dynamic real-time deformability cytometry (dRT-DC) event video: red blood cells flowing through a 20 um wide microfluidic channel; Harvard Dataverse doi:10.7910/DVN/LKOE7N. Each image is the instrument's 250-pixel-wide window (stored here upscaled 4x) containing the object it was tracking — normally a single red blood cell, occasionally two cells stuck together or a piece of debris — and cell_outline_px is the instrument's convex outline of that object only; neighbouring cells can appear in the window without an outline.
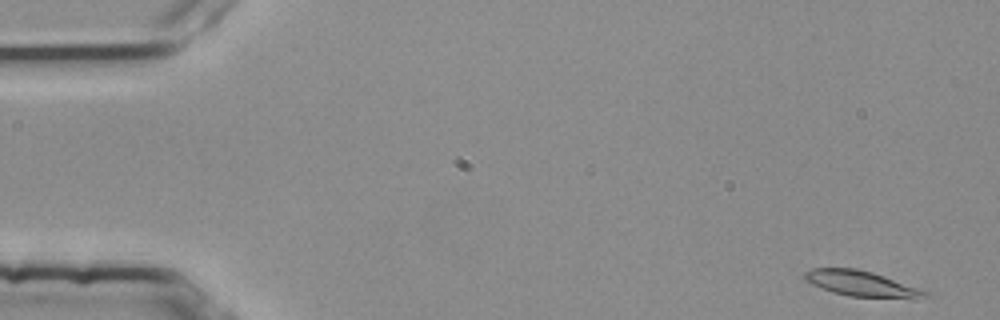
{"species": "common noctule bat (a hibernating species)", "species_latin": "Nyctalus noctula", "temperature_condition": "room temperature", "stored_images_in_passage": 4, "camera_frame_rate_fps": 3000, "um_per_image_px": 0.085, "animal": {"sex": "female", "body_mass_g": 25.1}, "frame": {"image": 1, "passage_image": 1, "time_ms": 0.0, "image_size_px": [1000, 320], "cell_outline_px": [[932, 296], [916, 300], [912, 300], [848, 296], [832, 292], [812, 284], [804, 280], [804, 272], [812, 268], [856, 268], [872, 272], [924, 288]], "centroid_in_image_um": [73.38, 24.15], "position_along_channel_um": 11.6, "area_um2": 18.73}}
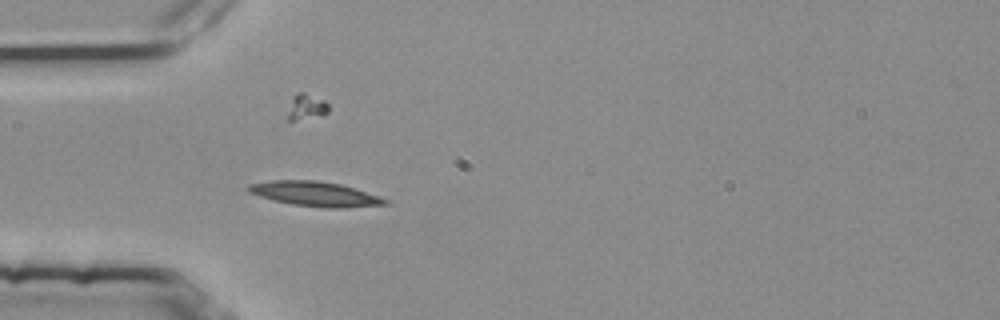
{"frame": {"image": 2, "passage_image": 4, "time_ms": 1.0, "image_size_px": [1000, 320], "cell_outline_px": [[388, 204], [344, 208], [328, 208], [292, 204], [260, 196], [248, 192], [248, 184], [272, 180], [316, 180], [340, 184], [380, 196], [388, 200]], "centroid_in_image_um": [26.8, 16.48], "position_along_channel_um": 58.2, "area_um2": 19.48}}